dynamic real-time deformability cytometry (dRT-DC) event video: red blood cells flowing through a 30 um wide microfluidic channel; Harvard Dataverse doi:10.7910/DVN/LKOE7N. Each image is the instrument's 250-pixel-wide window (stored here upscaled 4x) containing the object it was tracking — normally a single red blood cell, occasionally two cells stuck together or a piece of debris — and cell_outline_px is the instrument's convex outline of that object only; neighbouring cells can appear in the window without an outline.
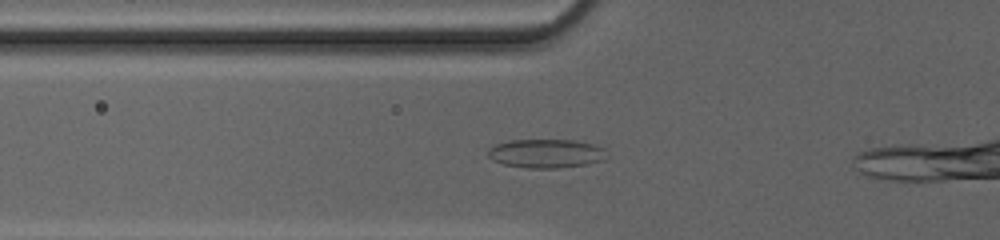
{"species": "common noctule bat (a hibernating species)", "species_latin": "Nyctalus noctula", "temperature_condition": "cold", "stored_images_in_passage": 32, "camera_frame_rate_fps": 3000, "um_per_image_px": 0.085, "animal": {"sex": "female", "body_mass_g": 20.0, "forearm_length_mm": 54.0}, "frame": {"image": 1, "passage_image": 9, "time_ms": 2.667, "image_size_px": [1000, 240], "cell_outline_px": [[604, 160], [584, 164], [556, 168], [528, 168], [504, 164], [492, 160], [488, 156], [488, 148], [496, 144], [512, 140], [572, 140], [592, 144], [604, 148]], "centroid_in_image_um": [46.37, 13.04], "position_along_channel_um": 79.4, "area_um2": 19.65}}
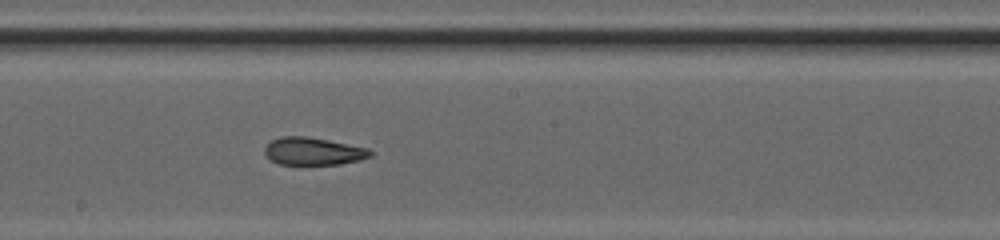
{"frame": {"image": 2, "passage_image": 19, "time_ms": 6.0, "image_size_px": [1000, 240], "cell_outline_px": [[372, 156], [360, 160], [340, 164], [280, 164], [272, 160], [264, 152], [264, 148], [272, 140], [280, 136], [304, 136], [328, 140], [368, 148], [372, 152]], "centroid_in_image_um": [26.64, 12.85], "position_along_channel_um": 221.6, "area_um2": 16.82}}
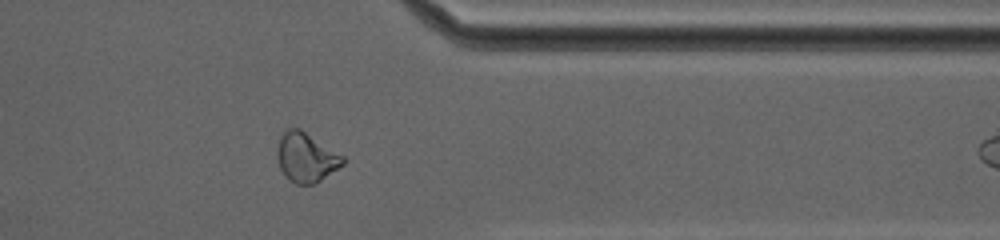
{"frame": {"image": 3, "passage_image": 31, "time_ms": 10.0, "image_size_px": [1000, 240], "cell_outline_px": [[344, 164], [320, 180], [312, 184], [296, 184], [288, 180], [284, 176], [280, 168], [276, 156], [276, 152], [280, 136], [288, 128], [300, 128], [344, 156]], "centroid_in_image_um": [25.99, 13.37], "position_along_channel_um": 385.4, "area_um2": 18.9}}